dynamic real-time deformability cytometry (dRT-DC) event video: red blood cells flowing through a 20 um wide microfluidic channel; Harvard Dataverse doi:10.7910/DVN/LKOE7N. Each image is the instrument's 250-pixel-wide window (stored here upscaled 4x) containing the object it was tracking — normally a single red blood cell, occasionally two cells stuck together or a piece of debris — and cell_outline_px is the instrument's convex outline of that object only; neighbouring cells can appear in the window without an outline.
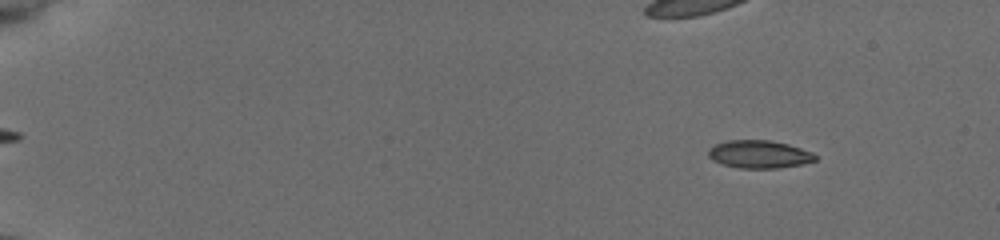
{"species": "common noctule bat (a hibernating species)", "species_latin": "Nyctalus noctula", "temperature_condition": "cold", "stored_images_in_passage": 55, "segment_of_instrument_passage": [1, 2], "camera_frame_rate_fps": 3000, "um_per_image_px": 0.085, "animal": {"sex": "female", "body_mass_g": 19.5, "forearm_length_mm": 54.1}, "frame": {"image": 1, "passage_image": 7, "time_ms": 2.0, "image_size_px": [1000, 240], "cell_outline_px": [[816, 160], [800, 164], [776, 168], [740, 168], [724, 164], [712, 160], [708, 156], [708, 148], [712, 144], [728, 140], [768, 140], [788, 144], [812, 152], [816, 156]], "centroid_in_image_um": [64.48, 13.1], "position_along_channel_um": 20.5, "area_um2": 17.28}}
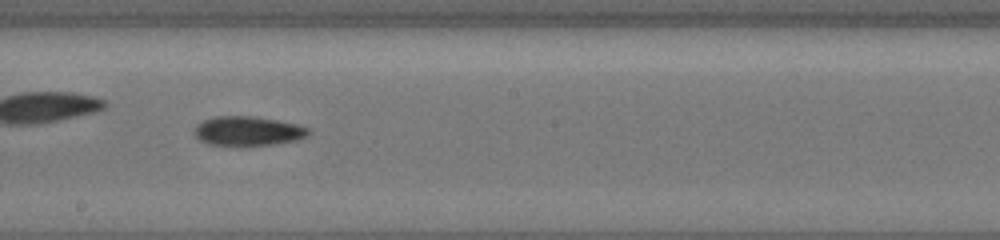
{"frame": {"image": 2, "passage_image": 33, "time_ms": 10.667, "image_size_px": [1000, 240], "cell_outline_px": [[312, 132], [308, 136], [296, 140], [276, 144], [240, 148], [236, 148], [208, 144], [200, 140], [192, 132], [196, 124], [204, 120], [216, 116], [256, 116], [296, 124], [308, 128]], "centroid_in_image_um": [21.04, 11.18], "position_along_channel_um": 227.2, "area_um2": 20.35}}
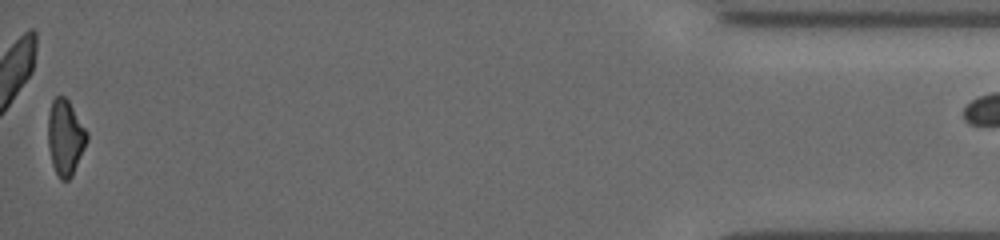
{"frame": {"image": 3, "passage_image": 54, "time_ms": 17.667, "image_size_px": [1000, 240], "cell_outline_px": [[88, 140], [72, 176], [68, 180], [60, 180], [52, 164], [48, 148], [48, 116], [52, 100], [56, 96], [64, 96], [68, 100], [88, 132]], "centroid_in_image_um": [5.55, 11.68], "position_along_channel_um": 429.7, "area_um2": 17.17}}